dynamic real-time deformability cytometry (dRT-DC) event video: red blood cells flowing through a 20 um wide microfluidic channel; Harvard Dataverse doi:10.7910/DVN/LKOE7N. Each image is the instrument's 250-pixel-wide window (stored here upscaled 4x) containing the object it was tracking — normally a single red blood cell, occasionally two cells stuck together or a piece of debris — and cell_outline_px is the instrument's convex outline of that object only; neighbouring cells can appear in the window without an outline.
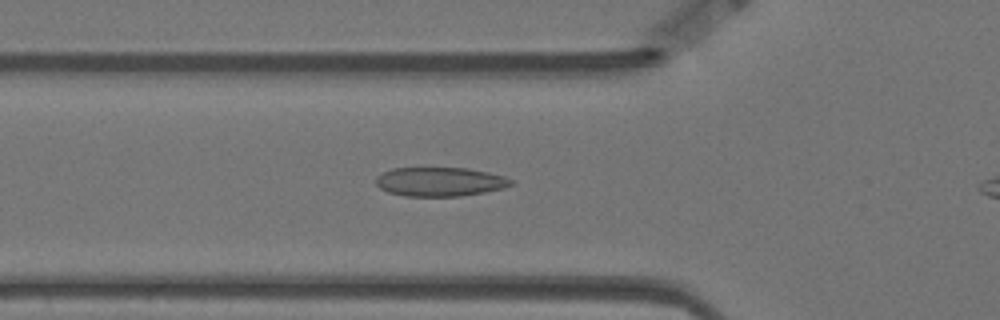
{"species": "Egyptian fruit bat (a non-hibernating species)", "species_latin": "Rousettus aegyptiacus", "temperature_condition": "warm", "stored_images_in_passage": 46, "camera_frame_rate_fps": 3000, "um_per_image_px": 0.085, "animal": {"sex": "female"}, "frame": {"image": 1, "passage_image": 15, "time_ms": 4.667, "image_size_px": [1000, 320], "cell_outline_px": [[512, 184], [504, 188], [484, 192], [460, 196], [404, 196], [388, 192], [380, 188], [376, 184], [376, 176], [392, 168], [468, 168], [488, 172], [504, 176], [512, 180]], "centroid_in_image_um": [37.38, 15.45], "position_along_channel_um": 88.4, "area_um2": 22.83}}
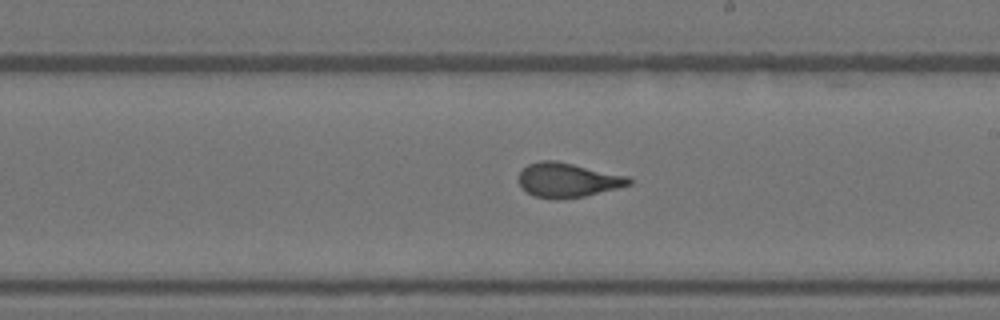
{"frame": {"image": 2, "passage_image": 28, "time_ms": 9.0, "image_size_px": [1000, 320], "cell_outline_px": [[632, 184], [584, 196], [532, 196], [520, 188], [516, 180], [520, 172], [528, 164], [540, 160], [556, 160], [628, 176], [632, 180]], "centroid_in_image_um": [48.21, 15.26], "position_along_channel_um": 240.8, "area_um2": 21.62}}
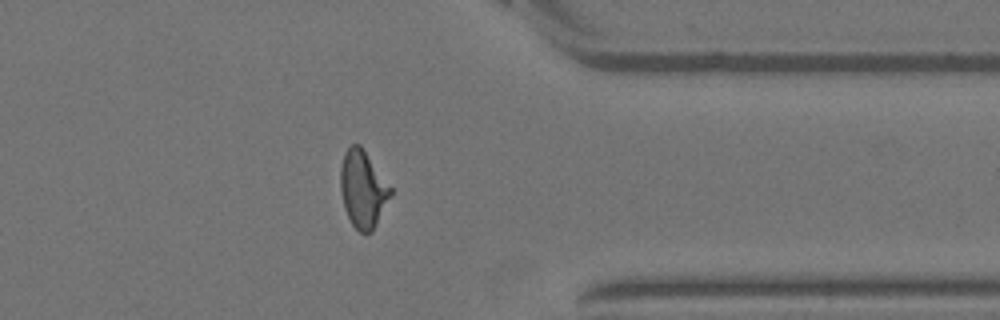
{"frame": {"image": 3, "passage_image": 41, "time_ms": 13.333, "image_size_px": [1000, 320], "cell_outline_px": [[392, 196], [372, 232], [360, 232], [352, 224], [344, 208], [340, 188], [340, 168], [344, 152], [352, 144], [360, 144], [392, 188]], "centroid_in_image_um": [30.85, 16.07], "position_along_channel_um": 380.5, "area_um2": 22.54}, "authors_computed_cell_mechanics": {"area_um2": 22.3686, "velocity_mm_per_s": 3.4974, "shape_relaxation_time_tau1_ms": 9.885, "shape_relaxation_time_tau2_ms": 0.8571, "deformation_change_tau1": 0.2542, "deformation_change_tau2": 0.0753}}